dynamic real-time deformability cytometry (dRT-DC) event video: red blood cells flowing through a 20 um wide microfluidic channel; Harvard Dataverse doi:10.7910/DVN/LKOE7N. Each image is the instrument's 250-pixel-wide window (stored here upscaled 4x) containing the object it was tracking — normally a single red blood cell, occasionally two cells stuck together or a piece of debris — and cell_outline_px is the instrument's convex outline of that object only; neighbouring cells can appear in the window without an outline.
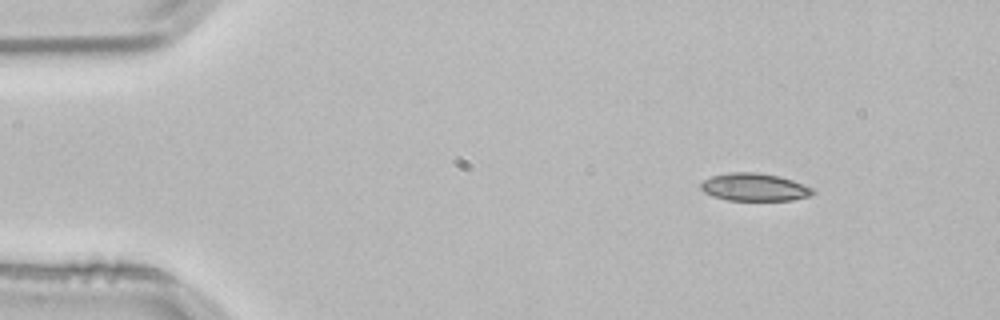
{"species": "common noctule bat (a hibernating species)", "species_latin": "Nyctalus noctula", "temperature_condition": "room temperature", "stored_images_in_passage": 47, "camera_frame_rate_fps": 3000, "um_per_image_px": 0.085, "animal": {"sex": "male", "body_mass_g": 21.5, "forearm_length_mm": 52.0}, "frame": {"image": 1, "passage_image": 1, "time_ms": 0.0, "image_size_px": [1000, 320], "cell_outline_px": [[816, 192], [808, 196], [792, 200], [728, 200], [712, 196], [704, 192], [700, 188], [700, 184], [704, 180], [712, 176], [728, 172], [756, 172], [776, 176], [792, 180], [812, 188]], "centroid_in_image_um": [64.09, 15.91], "position_along_channel_um": 20.9, "area_um2": 17.92}}
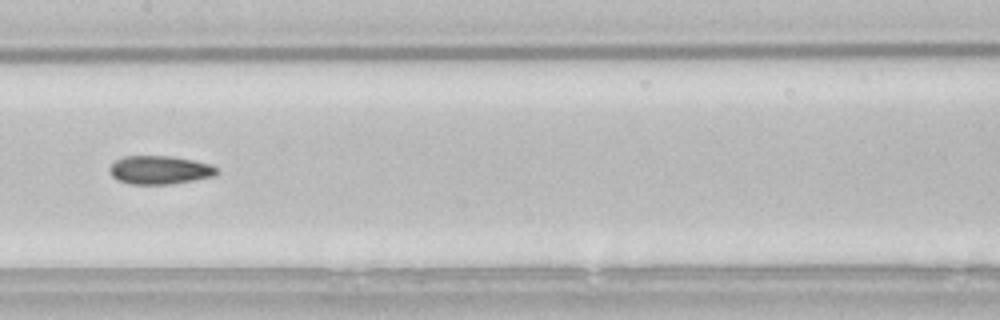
{"frame": {"image": 2, "passage_image": 21, "time_ms": 6.667, "image_size_px": [1000, 320], "cell_outline_px": [[216, 176], [168, 184], [132, 184], [120, 180], [112, 176], [108, 168], [116, 160], [124, 156], [172, 156], [192, 160], [208, 164], [216, 168]], "centroid_in_image_um": [13.54, 14.44], "position_along_channel_um": 193.9, "area_um2": 17.46}}
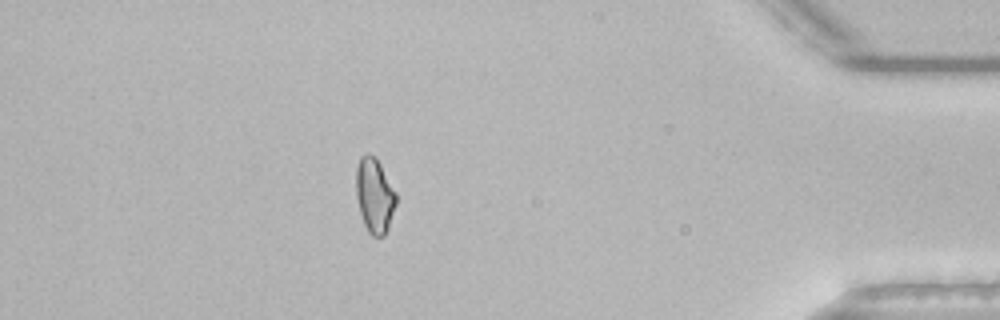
{"frame": {"image": 3, "passage_image": 41, "time_ms": 13.333, "image_size_px": [1000, 320], "cell_outline_px": [[396, 204], [388, 228], [384, 236], [372, 236], [368, 232], [364, 224], [360, 212], [356, 196], [356, 168], [360, 156], [368, 152], [376, 156], [396, 192]], "centroid_in_image_um": [31.83, 16.58], "position_along_channel_um": 403.4, "area_um2": 17.57}, "authors_computed_cell_mechanics": {"area_um2": 17.5712, "velocity_mm_per_s": 3.8414, "shape_relaxation_time_tau1_ms": null, "shape_relaxation_time_tau2_ms": 5.1329, "deformation_change_tau1": null, "deformation_change_tau2": 0.1199}}